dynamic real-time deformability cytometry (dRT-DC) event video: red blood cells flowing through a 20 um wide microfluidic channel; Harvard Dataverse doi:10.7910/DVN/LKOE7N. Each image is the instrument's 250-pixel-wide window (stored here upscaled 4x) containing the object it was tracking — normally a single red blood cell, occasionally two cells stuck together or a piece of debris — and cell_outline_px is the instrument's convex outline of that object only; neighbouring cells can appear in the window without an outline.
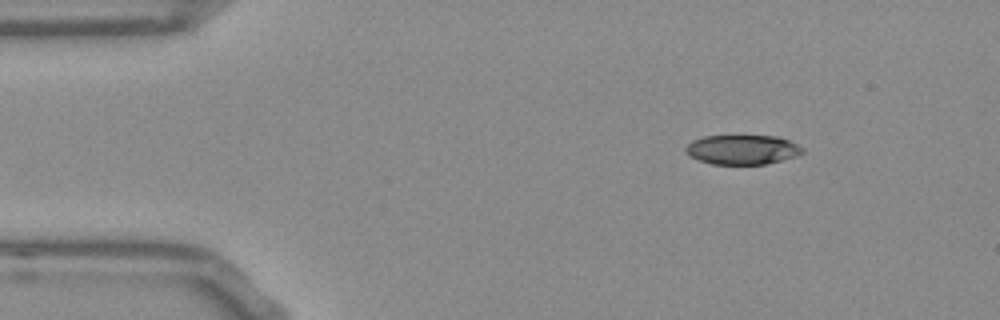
{"species": "Egyptian fruit bat (a non-hibernating species)", "species_latin": "Rousettus aegyptiacus", "temperature_condition": "room temperature", "stored_images_in_passage": 47, "camera_frame_rate_fps": 3000, "um_per_image_px": 0.085, "frame": {"image": 1, "passage_image": 1, "time_ms": 0.0, "image_size_px": [1000, 320], "cell_outline_px": [[804, 152], [796, 156], [764, 164], [712, 164], [700, 160], [692, 156], [684, 148], [692, 140], [704, 136], [776, 136], [788, 140], [804, 148]], "centroid_in_image_um": [63.11, 12.71], "position_along_channel_um": 21.9, "area_um2": 19.83}}
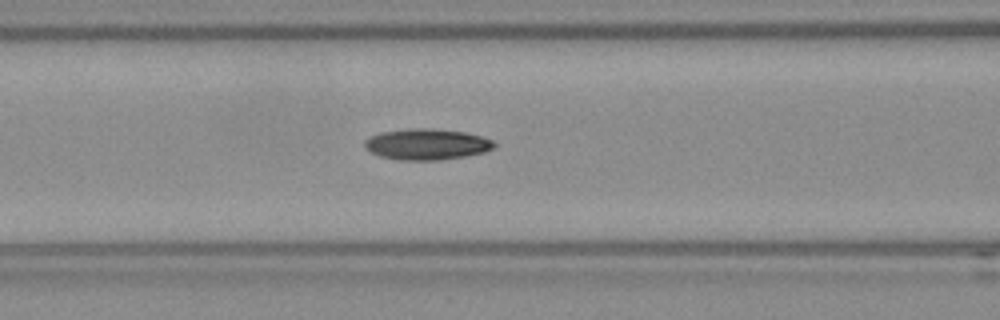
{"frame": {"image": 2, "passage_image": 15, "time_ms": 4.667, "image_size_px": [1000, 320], "cell_outline_px": [[496, 144], [492, 148], [484, 152], [464, 156], [436, 160], [400, 160], [380, 156], [364, 148], [364, 140], [380, 132], [408, 128], [432, 128], [464, 132], [480, 136], [492, 140]], "centroid_in_image_um": [36.24, 12.25], "position_along_channel_um": 130.4, "area_um2": 23.29}}
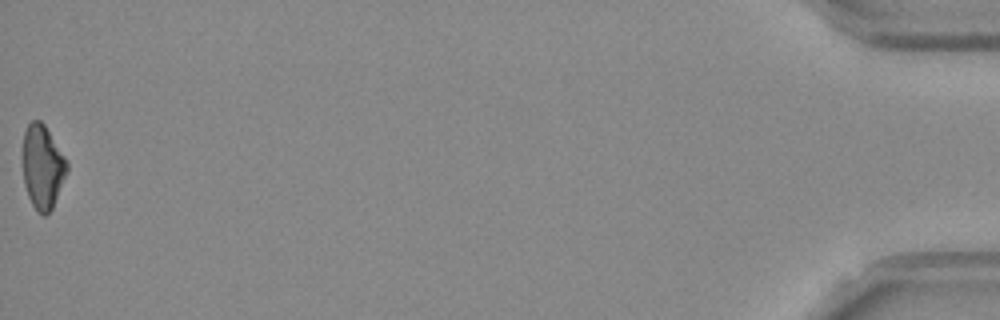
{"frame": {"image": 3, "passage_image": 47, "time_ms": 15.333, "image_size_px": [1000, 320], "cell_outline_px": [[68, 168], [52, 208], [44, 216], [36, 212], [28, 196], [24, 184], [24, 132], [28, 124], [32, 120], [40, 120], [44, 124], [64, 156], [68, 164]], "centroid_in_image_um": [3.61, 14.19], "position_along_channel_um": 431.6, "area_um2": 21.1}, "authors_computed_cell_mechanics": {"area_um2": 22.3108, "velocity_mm_per_s": 3.8171, "shape_relaxation_time_tau1_ms": 9.9954, "shape_relaxation_time_tau2_ms": 9.9538, "deformation_change_tau1": 0.2309, "deformation_change_tau2": 0.1941}}